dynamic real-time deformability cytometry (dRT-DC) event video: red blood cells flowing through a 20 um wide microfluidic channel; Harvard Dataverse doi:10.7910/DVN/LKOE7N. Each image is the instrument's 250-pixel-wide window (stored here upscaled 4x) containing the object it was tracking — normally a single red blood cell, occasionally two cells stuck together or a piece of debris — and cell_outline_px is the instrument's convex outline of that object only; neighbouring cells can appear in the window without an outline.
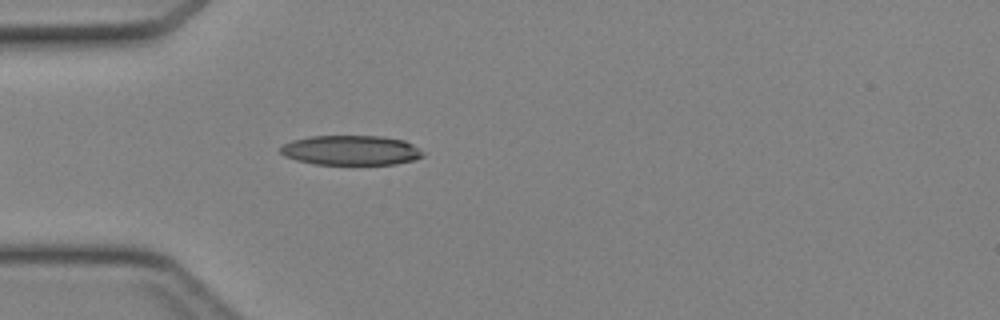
{"species": "Egyptian fruit bat (a non-hibernating species)", "species_latin": "Rousettus aegyptiacus", "temperature_condition": "cold", "stored_images_in_passage": 35, "camera_frame_rate_fps": 3000, "um_per_image_px": 0.085, "animal": {"sex": "female"}, "frame": {"image": 1, "passage_image": 4, "time_ms": 1.0, "image_size_px": [1000, 320], "cell_outline_px": [[424, 156], [416, 160], [396, 164], [316, 164], [296, 160], [284, 156], [280, 152], [280, 148], [284, 144], [292, 140], [312, 136], [384, 136], [404, 140], [412, 144], [424, 152]], "centroid_in_image_um": [29.86, 12.77], "position_along_channel_um": 55.1, "area_um2": 24.8}}
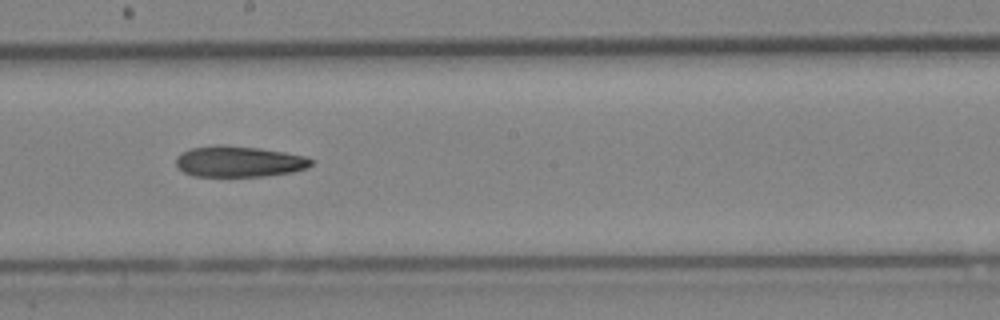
{"frame": {"image": 2, "passage_image": 16, "time_ms": 5.0, "image_size_px": [1000, 320], "cell_outline_px": [[316, 160], [308, 168], [292, 172], [264, 176], [192, 176], [176, 168], [176, 156], [180, 152], [192, 148], [216, 144], [224, 144], [260, 148], [308, 156]], "centroid_in_image_um": [20.32, 13.72], "position_along_channel_um": 227.9, "area_um2": 24.85}}
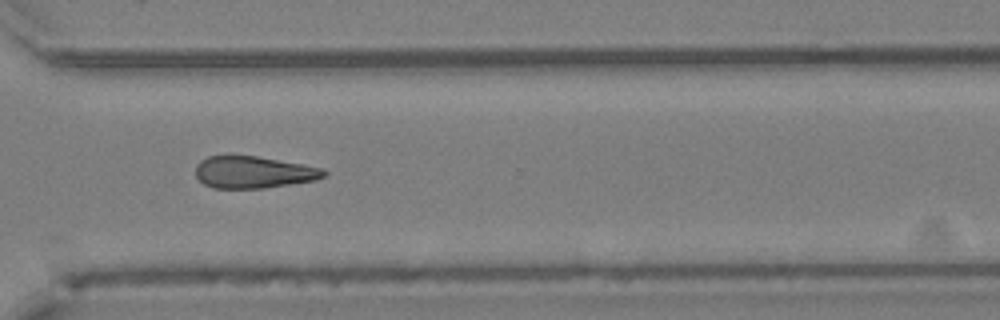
{"frame": {"image": 3, "passage_image": 24, "time_ms": 7.667, "image_size_px": [1000, 320], "cell_outline_px": [[328, 172], [324, 176], [316, 180], [264, 188], [212, 188], [204, 184], [196, 176], [196, 164], [200, 160], [208, 156], [256, 156], [304, 164], [324, 168]], "centroid_in_image_um": [21.56, 14.64], "position_along_channel_um": 349.0, "area_um2": 23.93}}